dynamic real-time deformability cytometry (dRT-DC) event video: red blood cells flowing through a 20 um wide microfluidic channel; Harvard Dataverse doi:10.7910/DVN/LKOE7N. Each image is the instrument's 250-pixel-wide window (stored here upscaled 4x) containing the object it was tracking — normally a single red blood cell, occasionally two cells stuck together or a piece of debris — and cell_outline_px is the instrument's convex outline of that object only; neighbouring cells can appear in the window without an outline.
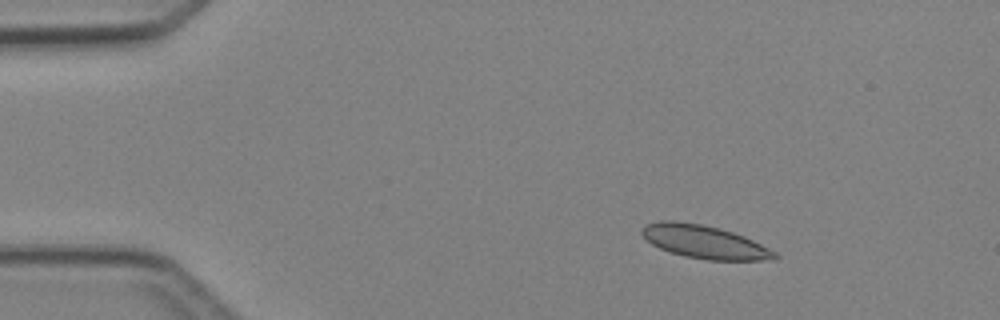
{"species": "Egyptian fruit bat (a non-hibernating species)", "species_latin": "Rousettus aegyptiacus", "temperature_condition": "cold", "stored_images_in_passage": 5, "camera_frame_rate_fps": 3000, "um_per_image_px": 0.085, "animal": {"sex": "female"}, "frame": {"image": 1, "passage_image": 3, "time_ms": 2.333, "image_size_px": [1000, 320], "cell_outline_px": [[780, 256], [772, 260], [708, 260], [684, 256], [660, 248], [652, 244], [640, 232], [640, 228], [644, 224], [660, 220], [676, 220], [700, 224], [720, 228], [744, 236], [776, 252]], "centroid_in_image_um": [59.85, 20.55], "position_along_channel_um": 25.1, "area_um2": 25.66}}
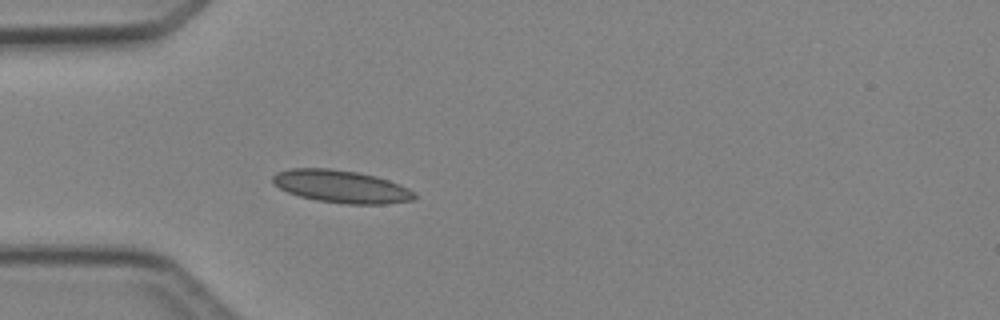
{"frame": {"image": 2, "passage_image": 5, "time_ms": 4.667, "image_size_px": [1000, 320], "cell_outline_px": [[416, 196], [412, 200], [384, 204], [348, 204], [316, 200], [300, 196], [288, 192], [280, 188], [272, 180], [272, 176], [276, 172], [288, 168], [328, 168], [356, 172], [376, 176], [400, 184], [416, 192]], "centroid_in_image_um": [29.01, 15.85], "position_along_channel_um": 56.0, "area_um2": 26.88}}